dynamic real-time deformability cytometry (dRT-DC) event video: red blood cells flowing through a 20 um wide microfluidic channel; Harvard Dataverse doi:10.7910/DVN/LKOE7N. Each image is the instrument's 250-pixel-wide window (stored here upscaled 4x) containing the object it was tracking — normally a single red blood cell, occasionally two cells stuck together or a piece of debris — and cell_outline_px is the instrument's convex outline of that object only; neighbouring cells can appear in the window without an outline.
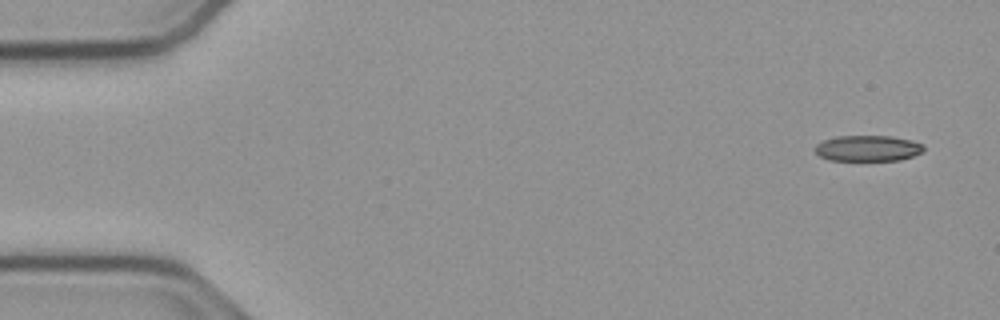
{"species": "common noctule bat (a hibernating species)", "species_latin": "Nyctalus noctula", "temperature_condition": "cold", "stored_images_in_passage": 52, "camera_frame_rate_fps": 3000, "um_per_image_px": 0.085, "animal": {"sex": "male", "body_mass_g": 23.1, "forearm_length_mm": 52.7}, "frame": {"image": 1, "passage_image": 1, "time_ms": 0.0, "image_size_px": [1000, 320], "cell_outline_px": [[924, 152], [900, 160], [828, 160], [820, 156], [812, 148], [816, 144], [824, 140], [836, 136], [892, 136], [912, 140], [924, 144]], "centroid_in_image_um": [73.77, 12.6], "position_along_channel_um": 11.2, "area_um2": 16.53}}
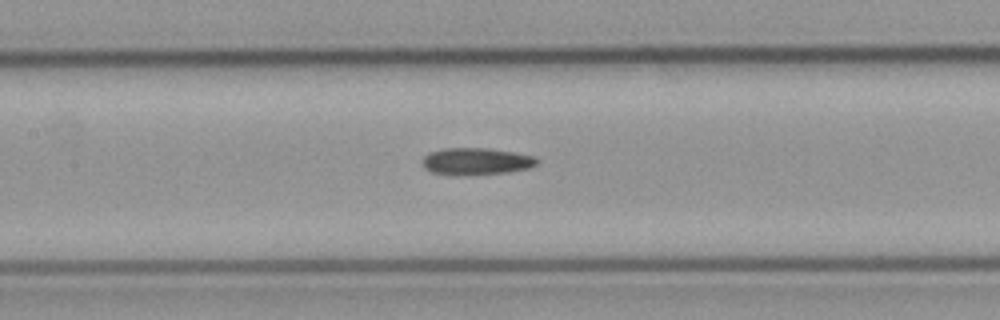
{"frame": {"image": 2, "passage_image": 23, "time_ms": 7.333, "image_size_px": [1000, 320], "cell_outline_px": [[540, 160], [536, 164], [528, 168], [508, 172], [460, 176], [448, 176], [432, 172], [424, 168], [424, 156], [428, 152], [444, 148], [488, 148], [516, 152], [532, 156]], "centroid_in_image_um": [40.45, 13.72], "position_along_channel_um": 167.0, "area_um2": 18.26}}
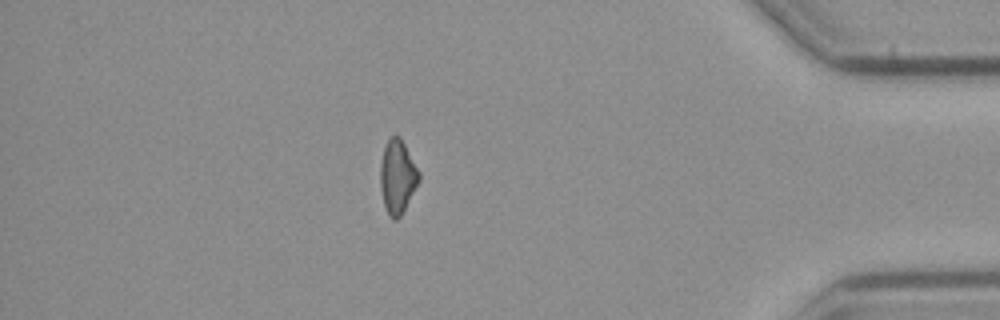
{"frame": {"image": 3, "passage_image": 45, "time_ms": 14.667, "image_size_px": [1000, 320], "cell_outline_px": [[420, 180], [400, 216], [396, 220], [392, 220], [388, 216], [384, 204], [380, 188], [380, 164], [384, 148], [388, 140], [392, 136], [400, 136], [420, 172]], "centroid_in_image_um": [33.78, 15.03], "position_along_channel_um": 401.4, "area_um2": 16.53}}